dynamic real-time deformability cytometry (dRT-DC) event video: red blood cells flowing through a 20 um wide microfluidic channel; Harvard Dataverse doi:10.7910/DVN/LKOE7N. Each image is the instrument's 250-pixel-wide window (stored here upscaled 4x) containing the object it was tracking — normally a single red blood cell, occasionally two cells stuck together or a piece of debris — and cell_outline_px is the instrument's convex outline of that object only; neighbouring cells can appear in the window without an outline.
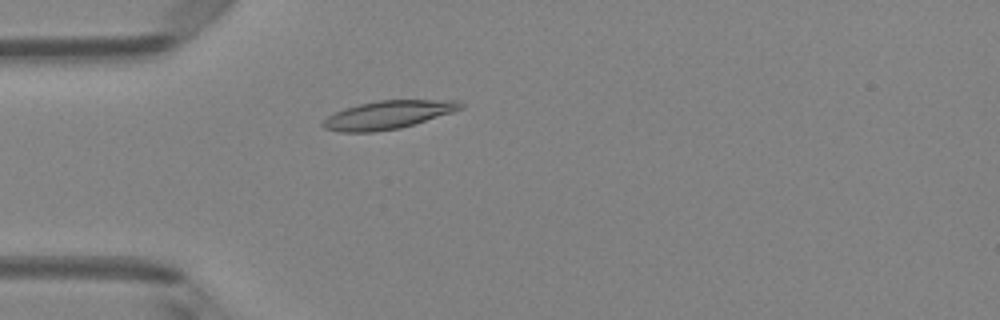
{"species": "Egyptian fruit bat (a non-hibernating species)", "species_latin": "Rousettus aegyptiacus", "temperature_condition": "room temperature", "stored_images_in_passage": 3, "camera_frame_rate_fps": 3000, "um_per_image_px": 0.085, "animal": {"sex": "female"}, "frame": {"image": 1, "passage_image": 3, "time_ms": 0.667, "image_size_px": [1000, 320], "cell_outline_px": [[464, 108], [452, 112], [400, 128], [372, 132], [340, 132], [324, 128], [320, 124], [328, 116], [344, 108], [360, 104], [380, 100], [456, 100], [464, 104]], "centroid_in_image_um": [32.97, 9.76], "position_along_channel_um": 52.0, "area_um2": 22.43}}